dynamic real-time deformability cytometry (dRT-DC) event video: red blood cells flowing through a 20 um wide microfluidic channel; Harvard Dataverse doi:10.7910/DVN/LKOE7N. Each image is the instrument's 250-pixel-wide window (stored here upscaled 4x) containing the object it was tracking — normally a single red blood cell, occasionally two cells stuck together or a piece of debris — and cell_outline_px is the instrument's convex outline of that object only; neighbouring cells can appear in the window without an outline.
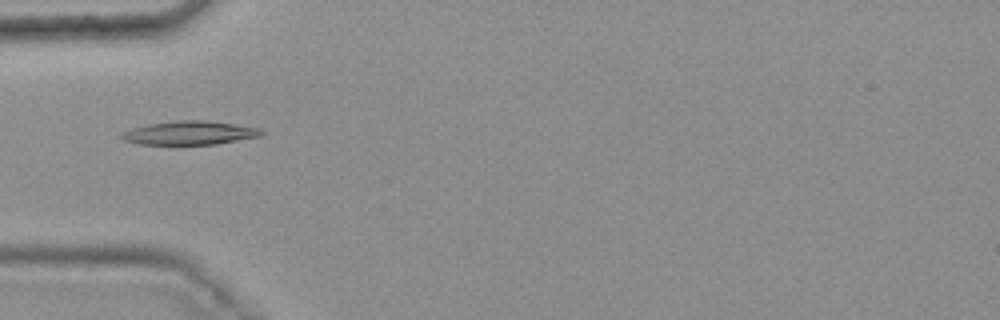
{"species": "common noctule bat (a hibernating species)", "species_latin": "Nyctalus noctula", "temperature_condition": "warm", "stored_images_in_passage": 38, "camera_frame_rate_fps": 3000, "um_per_image_px": 0.085, "animal": {"sex": "female", "body_mass_g": 25.1}, "frame": {"image": 1, "passage_image": 6, "time_ms": 1.667, "image_size_px": [1000, 320], "cell_outline_px": [[264, 132], [260, 136], [216, 144], [140, 144], [124, 140], [120, 136], [124, 132], [132, 128], [148, 124], [180, 120], [204, 120], [260, 128]], "centroid_in_image_um": [16.12, 11.29], "position_along_channel_um": 68.9, "area_um2": 18.96}}
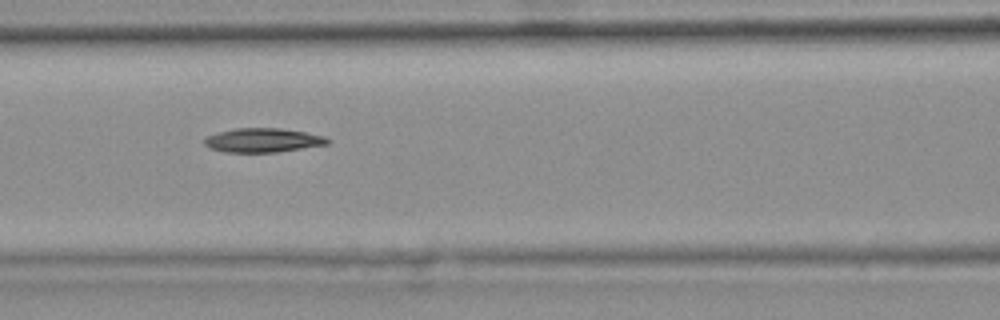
{"frame": {"image": 2, "passage_image": 12, "time_ms": 3.667, "image_size_px": [1000, 320], "cell_outline_px": [[332, 140], [328, 144], [276, 152], [224, 152], [208, 148], [204, 144], [204, 140], [208, 136], [216, 132], [236, 128], [280, 128], [304, 132], [324, 136]], "centroid_in_image_um": [22.32, 11.92], "position_along_channel_um": 144.3, "area_um2": 17.28}}
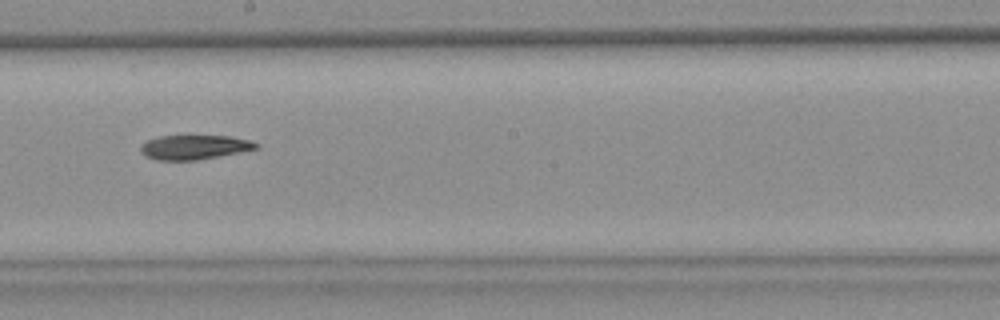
{"frame": {"image": 3, "passage_image": 19, "time_ms": 6.0, "image_size_px": [1000, 320], "cell_outline_px": [[260, 148], [240, 152], [196, 160], [156, 160], [144, 156], [140, 152], [140, 144], [148, 140], [160, 136], [232, 136], [248, 140], [260, 144]], "centroid_in_image_um": [16.5, 12.51], "position_along_channel_um": 231.7, "area_um2": 16.47}}